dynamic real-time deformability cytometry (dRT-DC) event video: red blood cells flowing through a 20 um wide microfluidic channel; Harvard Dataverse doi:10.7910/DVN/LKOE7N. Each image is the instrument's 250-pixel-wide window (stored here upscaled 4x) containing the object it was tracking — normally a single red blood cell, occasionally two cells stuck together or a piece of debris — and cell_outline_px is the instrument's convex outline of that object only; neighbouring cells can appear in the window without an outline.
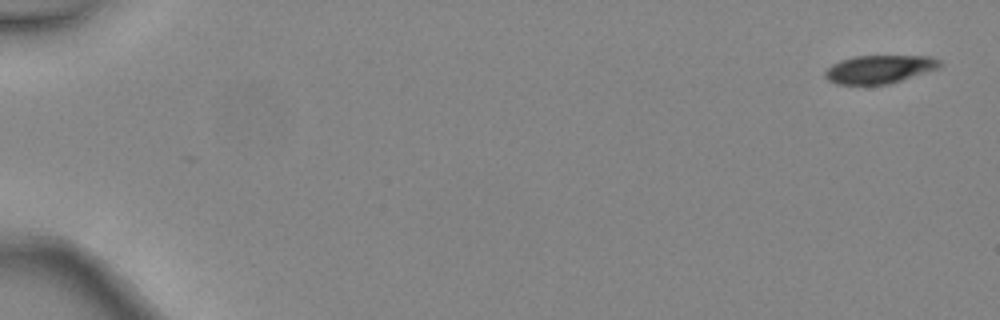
{"species": "common noctule bat (a hibernating species)", "species_latin": "Nyctalus noctula", "temperature_condition": "warm", "stored_images_in_passage": 5, "camera_frame_rate_fps": 3000, "um_per_image_px": 0.085, "animal": {"sex": "female", "body_mass_g": 24.6, "forearm_length_mm": 56.2}, "frame": {"image": 1, "passage_image": 1, "time_ms": 0.0, "image_size_px": [1000, 320], "cell_outline_px": [[944, 64], [936, 68], [888, 84], [836, 84], [828, 80], [824, 76], [824, 72], [832, 64], [840, 60], [856, 56], [928, 56], [940, 60]], "centroid_in_image_um": [74.7, 5.87], "position_along_channel_um": 10.3, "area_um2": 18.55}}
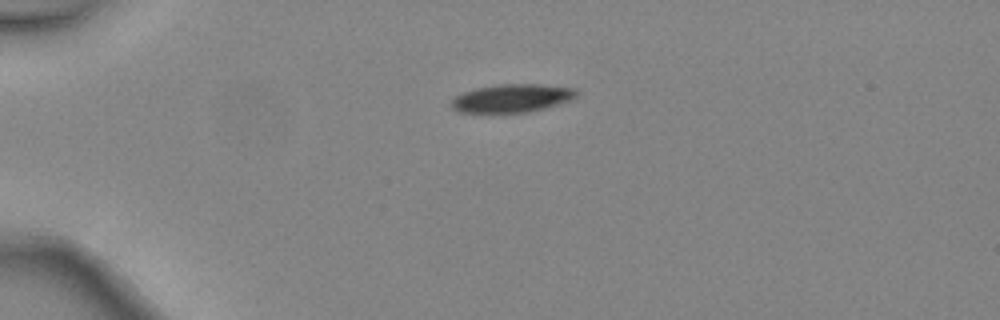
{"frame": {"image": 2, "passage_image": 4, "time_ms": 1.0, "image_size_px": [1000, 320], "cell_outline_px": [[580, 92], [572, 100], [544, 108], [528, 112], [460, 112], [452, 108], [452, 100], [456, 96], [464, 92], [476, 88], [500, 84], [540, 84], [576, 88]], "centroid_in_image_um": [43.58, 8.33], "position_along_channel_um": 41.4, "area_um2": 20.46}}